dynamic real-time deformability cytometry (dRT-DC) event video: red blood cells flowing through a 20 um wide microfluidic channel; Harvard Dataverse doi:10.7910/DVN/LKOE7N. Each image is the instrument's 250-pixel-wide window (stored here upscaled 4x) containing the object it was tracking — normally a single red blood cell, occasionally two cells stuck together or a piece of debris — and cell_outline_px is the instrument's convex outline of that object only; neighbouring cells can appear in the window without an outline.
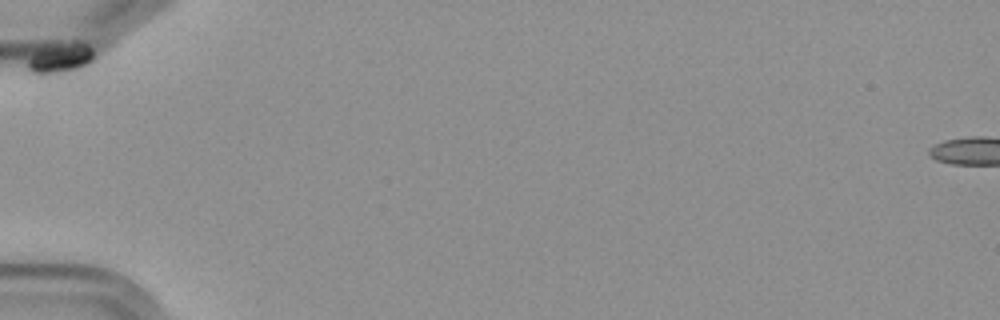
{"species": "Egyptian fruit bat (a non-hibernating species)", "species_latin": "Rousettus aegyptiacus", "temperature_condition": "cold", "stored_images_in_passage": 11, "camera_frame_rate_fps": 3000, "um_per_image_px": 0.085, "frame": {"image": 1, "passage_image": 1, "time_ms": 0.0, "image_size_px": [1000, 320], "cell_outline_px": [[92, 60], [88, 64], [72, 72], [48, 76], [40, 76], [32, 72], [28, 68], [28, 60], [36, 52], [44, 48], [72, 44], [84, 44], [92, 52]], "centroid_in_image_um": [5.08, 5.08], "position_along_channel_um": 79.9, "area_um2": 11.16}}
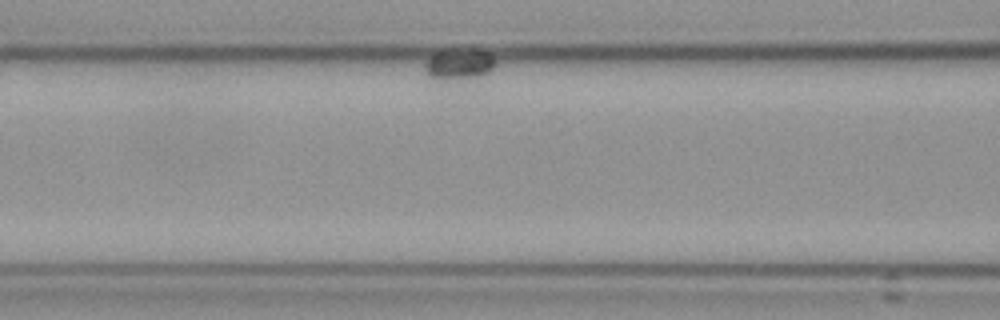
{"frame": {"image": 2, "passage_image": 4, "time_ms": 3.333, "image_size_px": [1000, 320], "cell_outline_px": [[496, 60], [492, 68], [488, 72], [480, 76], [448, 80], [436, 80], [428, 76], [424, 68], [428, 60], [436, 52], [488, 52]], "centroid_in_image_um": [38.99, 5.53], "position_along_channel_um": 127.6, "area_um2": 11.85}}
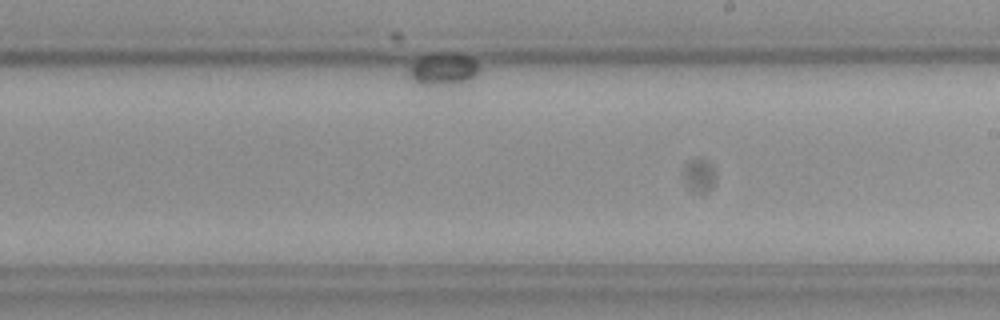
{"frame": {"image": 3, "passage_image": 10, "time_ms": 10.667, "image_size_px": [1000, 320], "cell_outline_px": [[480, 68], [476, 76], [468, 84], [460, 88], [428, 88], [416, 84], [412, 80], [408, 72], [408, 68], [416, 60], [424, 56], [468, 56], [476, 60]], "centroid_in_image_um": [37.72, 6.08], "position_along_channel_um": 251.3, "area_um2": 13.99}}